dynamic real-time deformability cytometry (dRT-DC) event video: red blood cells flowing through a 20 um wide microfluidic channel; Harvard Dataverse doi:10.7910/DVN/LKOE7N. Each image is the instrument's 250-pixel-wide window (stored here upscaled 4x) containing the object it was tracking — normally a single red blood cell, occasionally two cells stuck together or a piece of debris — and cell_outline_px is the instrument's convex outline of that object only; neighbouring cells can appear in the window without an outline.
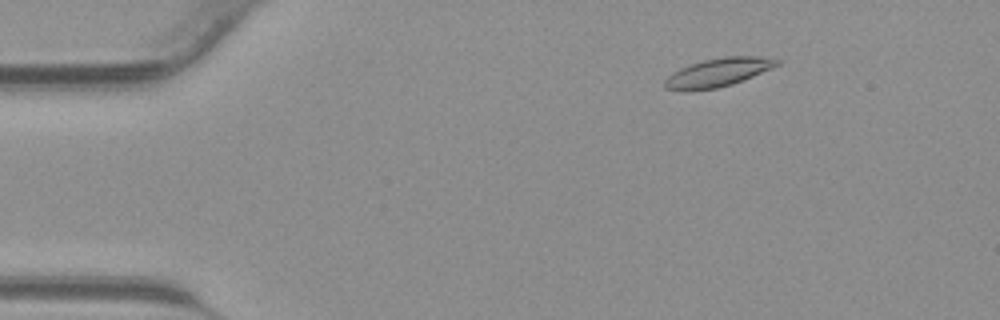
{"species": "common noctule bat (a hibernating species)", "species_latin": "Nyctalus noctula", "temperature_condition": "warm", "stored_images_in_passage": 40, "camera_frame_rate_fps": 3000, "um_per_image_px": 0.085, "animal": {"sex": "male", "body_mass_g": 23.1, "forearm_length_mm": 52.7}, "frame": {"image": 1, "passage_image": 3, "time_ms": 0.667, "image_size_px": [1000, 320], "cell_outline_px": [[780, 64], [772, 68], [744, 80], [732, 84], [716, 88], [688, 92], [684, 92], [664, 88], [664, 80], [672, 72], [680, 68], [704, 60], [724, 56], [756, 56], [780, 60]], "centroid_in_image_um": [61.0, 6.18], "position_along_channel_um": 24.0, "area_um2": 18.79}}
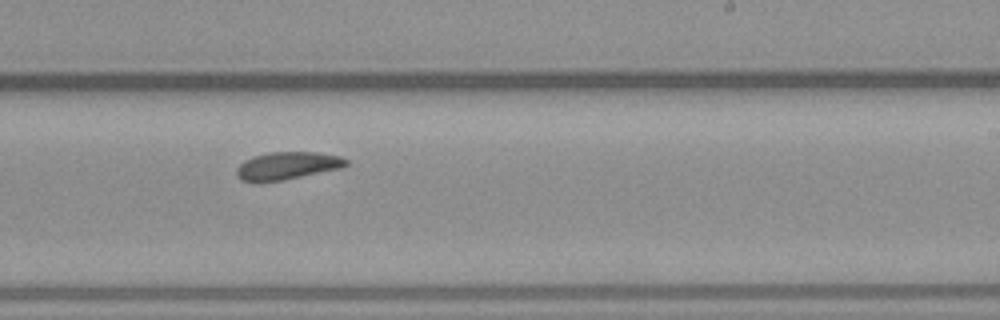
{"frame": {"image": 2, "passage_image": 23, "time_ms": 7.333, "image_size_px": [1000, 320], "cell_outline_px": [[348, 164], [344, 168], [284, 180], [256, 184], [240, 180], [236, 176], [236, 168], [244, 160], [252, 156], [268, 152], [316, 152], [340, 156], [348, 160]], "centroid_in_image_um": [24.38, 14.11], "position_along_channel_um": 264.6, "area_um2": 18.26}}
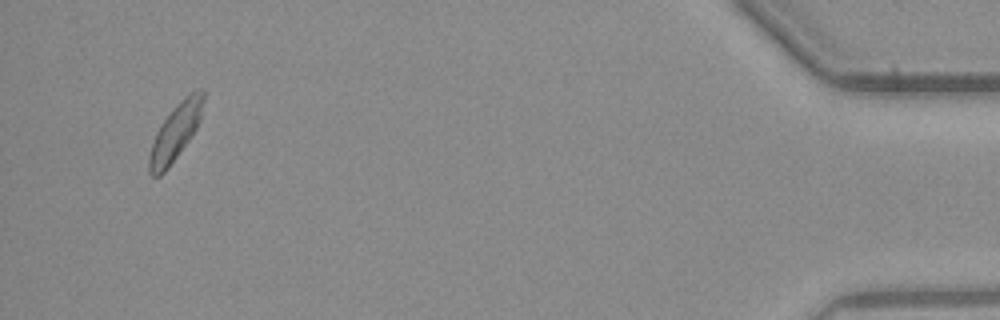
{"frame": {"image": 3, "passage_image": 38, "time_ms": 12.333, "image_size_px": [1000, 320], "cell_outline_px": [[204, 100], [200, 120], [196, 128], [188, 140], [168, 168], [160, 176], [152, 176], [148, 172], [148, 156], [156, 132], [160, 124], [172, 108], [184, 96], [200, 88], [204, 88]], "centroid_in_image_um": [14.89, 11.21], "position_along_channel_um": 420.3, "area_um2": 17.8}}